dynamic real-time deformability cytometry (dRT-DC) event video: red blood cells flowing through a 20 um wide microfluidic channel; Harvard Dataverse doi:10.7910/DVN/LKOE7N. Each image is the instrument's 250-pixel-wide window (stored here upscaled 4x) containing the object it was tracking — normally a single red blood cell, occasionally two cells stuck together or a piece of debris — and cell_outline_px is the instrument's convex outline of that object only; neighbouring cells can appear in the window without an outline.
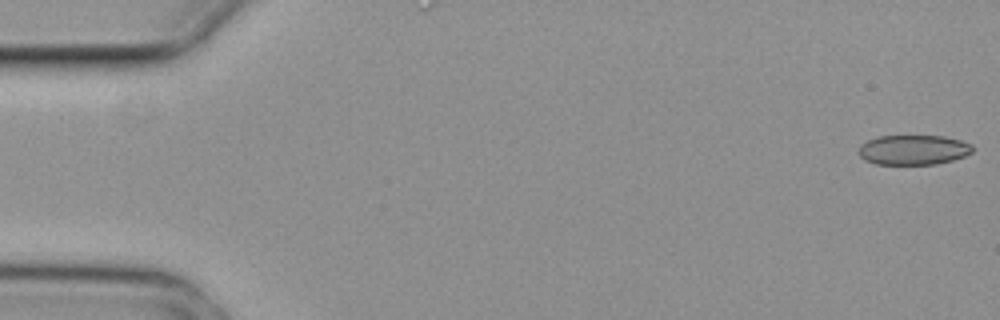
{"species": "common noctule bat (a hibernating species)", "species_latin": "Nyctalus noctula", "temperature_condition": "cold", "stored_images_in_passage": 3, "camera_frame_rate_fps": 3000, "um_per_image_px": 0.085, "animal": {"sex": "female", "body_mass_g": 29.2, "forearm_length_mm": 56.3}, "frame": {"image": 1, "passage_image": 1, "time_ms": 0.0, "image_size_px": [1000, 320], "cell_outline_px": [[972, 152], [964, 156], [952, 160], [936, 164], [876, 164], [864, 160], [860, 156], [860, 144], [876, 136], [944, 136], [960, 140], [972, 144]], "centroid_in_image_um": [77.63, 12.73], "position_along_channel_um": 7.4, "area_um2": 19.77}}
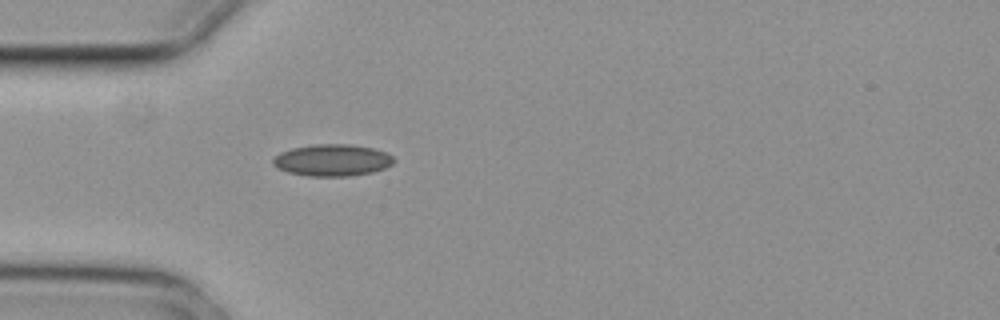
{"frame": {"image": 2, "passage_image": 3, "time_ms": 0.667, "image_size_px": [1000, 320], "cell_outline_px": [[396, 160], [392, 164], [384, 168], [372, 172], [348, 176], [308, 176], [288, 172], [276, 168], [272, 164], [272, 160], [280, 152], [292, 148], [312, 144], [348, 144], [372, 148], [384, 152], [392, 156]], "centroid_in_image_um": [28.21, 13.61], "position_along_channel_um": 56.8, "area_um2": 22.37}}